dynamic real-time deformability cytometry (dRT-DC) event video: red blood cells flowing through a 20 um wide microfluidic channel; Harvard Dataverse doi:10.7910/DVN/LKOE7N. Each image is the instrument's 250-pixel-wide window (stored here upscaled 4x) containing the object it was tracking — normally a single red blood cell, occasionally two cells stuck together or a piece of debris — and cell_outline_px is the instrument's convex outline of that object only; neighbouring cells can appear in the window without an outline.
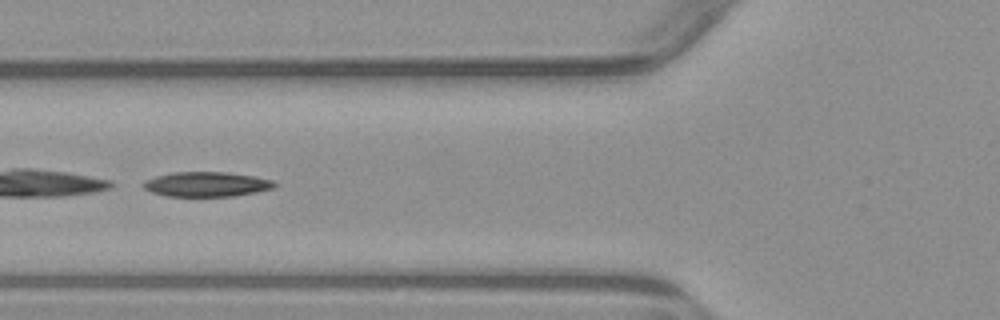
{"species": "common noctule bat (a hibernating species)", "species_latin": "Nyctalus noctula", "temperature_condition": "warm", "stored_images_in_passage": 6, "camera_frame_rate_fps": 3000, "um_per_image_px": 0.085, "animal": {"sex": "male", "body_mass_g": 23.1, "forearm_length_mm": 52.7}, "frame": {"image": 1, "passage_image": 6, "time_ms": 6.0, "image_size_px": [1000, 320], "cell_outline_px": [[276, 188], [256, 192], [232, 196], [164, 196], [152, 192], [144, 188], [140, 184], [144, 180], [156, 176], [172, 172], [228, 172], [256, 176], [272, 180], [276, 184]], "centroid_in_image_um": [17.55, 15.65], "position_along_channel_um": 108.3, "area_um2": 19.13}}